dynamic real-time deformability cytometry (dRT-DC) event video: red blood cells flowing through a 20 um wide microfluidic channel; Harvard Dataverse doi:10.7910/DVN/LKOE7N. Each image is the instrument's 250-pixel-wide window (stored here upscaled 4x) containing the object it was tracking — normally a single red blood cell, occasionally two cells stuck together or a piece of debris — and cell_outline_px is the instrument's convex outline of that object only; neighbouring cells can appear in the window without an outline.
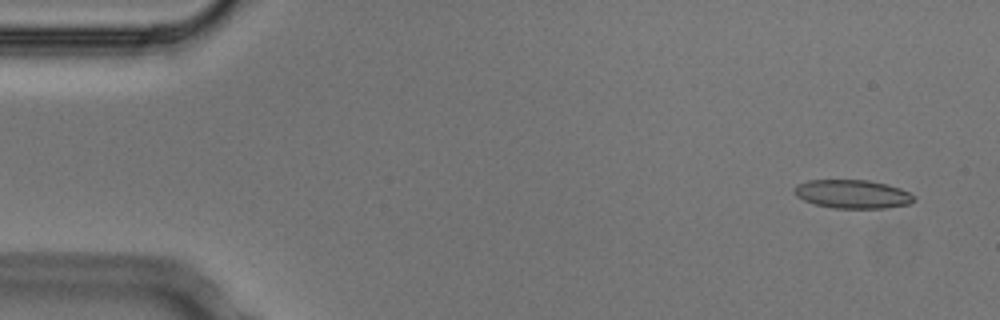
{"species": "Egyptian fruit bat (a non-hibernating species)", "species_latin": "Rousettus aegyptiacus", "temperature_condition": "cold", "stored_images_in_passage": 7, "camera_frame_rate_fps": 3000, "um_per_image_px": 0.085, "animal": {"sex": "male"}, "frame": {"image": 1, "passage_image": 1, "time_ms": 0.0, "image_size_px": [1000, 320], "cell_outline_px": [[916, 200], [908, 204], [884, 208], [832, 208], [816, 204], [804, 200], [796, 196], [792, 188], [796, 184], [808, 180], [868, 180], [888, 184], [900, 188], [916, 196]], "centroid_in_image_um": [72.46, 16.49], "position_along_channel_um": 12.5, "area_um2": 20.06}}
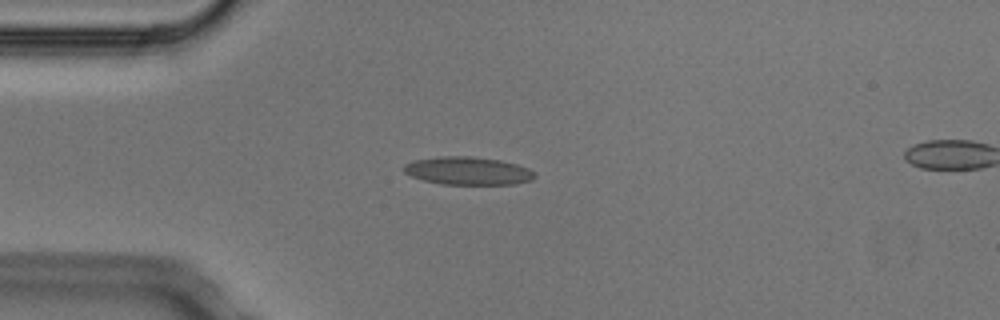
{"frame": {"image": 2, "passage_image": 3, "time_ms": 0.667, "image_size_px": [1000, 320], "cell_outline_px": [[536, 176], [532, 180], [516, 184], [440, 184], [424, 180], [412, 176], [404, 172], [404, 164], [412, 160], [440, 156], [472, 156], [500, 160], [516, 164], [528, 168], [536, 172]], "centroid_in_image_um": [39.79, 14.51], "position_along_channel_um": 45.2, "area_um2": 21.44}}
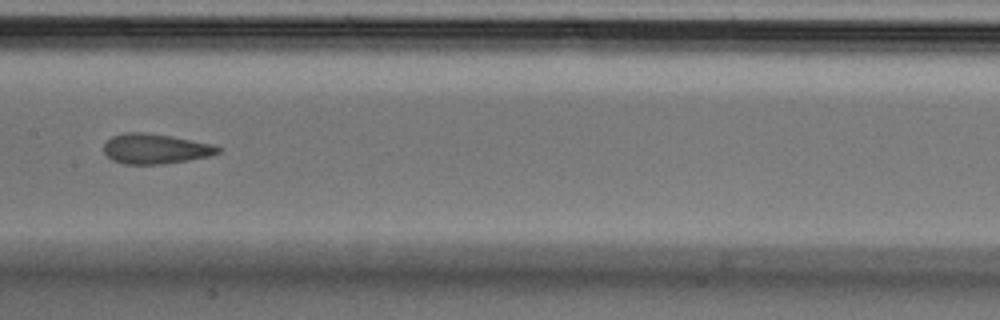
{"frame": {"image": 3, "passage_image": 7, "time_ms": 2.0, "image_size_px": [1000, 320], "cell_outline_px": [[220, 152], [208, 156], [188, 160], [164, 164], [124, 164], [112, 160], [104, 152], [104, 144], [112, 136], [124, 132], [148, 132], [172, 136], [212, 144], [220, 148]], "centroid_in_image_um": [13.18, 12.64], "position_along_channel_um": 194.2, "area_um2": 20.0}}